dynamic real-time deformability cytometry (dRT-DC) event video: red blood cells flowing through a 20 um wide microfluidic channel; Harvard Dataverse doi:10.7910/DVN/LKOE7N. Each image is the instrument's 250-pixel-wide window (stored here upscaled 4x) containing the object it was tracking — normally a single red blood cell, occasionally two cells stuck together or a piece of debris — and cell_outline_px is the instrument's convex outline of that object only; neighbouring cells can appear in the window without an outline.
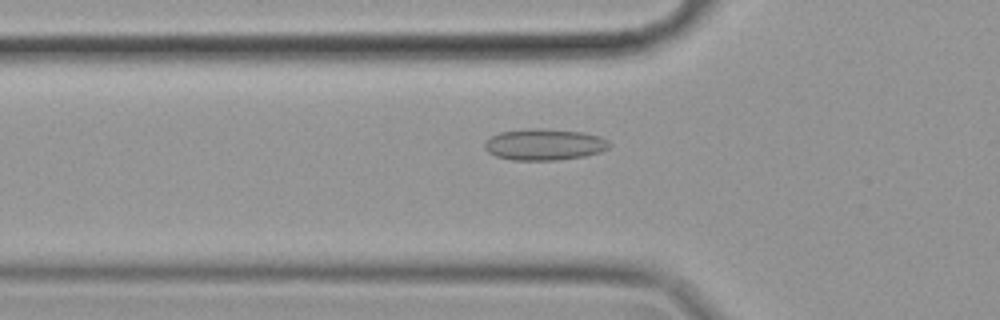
{"species": "common noctule bat (a hibernating species)", "species_latin": "Nyctalus noctula", "temperature_condition": "cold", "stored_images_in_passage": 57, "camera_frame_rate_fps": 3000, "um_per_image_px": 0.085, "animal": {"sex": "female", "body_mass_g": 19.9}, "frame": {"image": 1, "passage_image": 19, "time_ms": 6.0, "image_size_px": [1000, 320], "cell_outline_px": [[612, 144], [608, 148], [600, 152], [584, 156], [556, 160], [512, 160], [496, 156], [488, 152], [484, 148], [484, 144], [492, 136], [500, 132], [528, 128], [544, 128], [584, 132], [600, 136], [608, 140]], "centroid_in_image_um": [46.29, 12.27], "position_along_channel_um": 79.5, "area_um2": 22.95}}
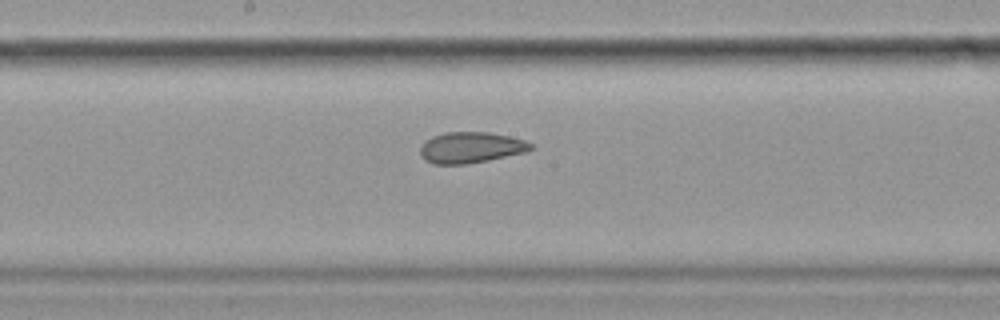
{"frame": {"image": 2, "passage_image": 30, "time_ms": 9.667, "image_size_px": [1000, 320], "cell_outline_px": [[532, 148], [528, 152], [468, 164], [432, 164], [424, 160], [420, 156], [420, 148], [424, 140], [432, 136], [444, 132], [488, 132], [508, 136], [524, 140], [532, 144]], "centroid_in_image_um": [39.98, 12.54], "position_along_channel_um": 208.2, "area_um2": 20.17}}
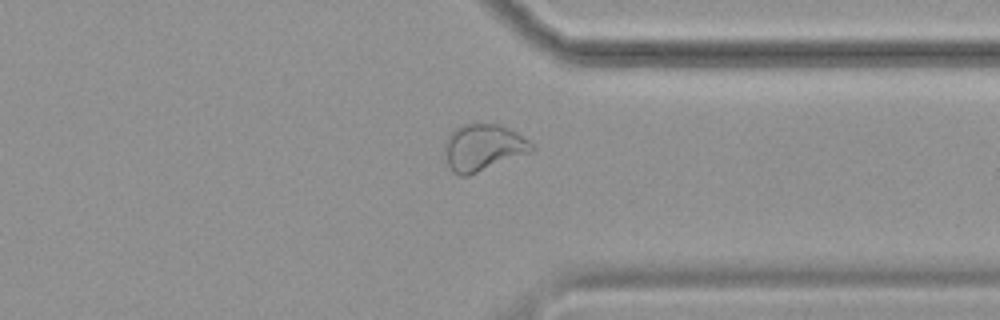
{"frame": {"image": 3, "passage_image": 44, "time_ms": 14.333, "image_size_px": [1000, 320], "cell_outline_px": [[536, 148], [532, 152], [468, 176], [460, 176], [452, 172], [448, 164], [444, 148], [444, 140], [456, 128], [464, 124], [496, 124], [508, 128], [516, 132], [528, 140]], "centroid_in_image_um": [41.07, 12.55], "position_along_channel_um": 370.3, "area_um2": 23.64}, "authors_computed_cell_mechanics": {"area_um2": 23.409, "velocity_mm_per_s": 3.4965, "shape_relaxation_time_tau1_ms": null, "shape_relaxation_time_tau2_ms": 2.6056, "deformation_change_tau1": null, "deformation_change_tau2": 0.0751}}